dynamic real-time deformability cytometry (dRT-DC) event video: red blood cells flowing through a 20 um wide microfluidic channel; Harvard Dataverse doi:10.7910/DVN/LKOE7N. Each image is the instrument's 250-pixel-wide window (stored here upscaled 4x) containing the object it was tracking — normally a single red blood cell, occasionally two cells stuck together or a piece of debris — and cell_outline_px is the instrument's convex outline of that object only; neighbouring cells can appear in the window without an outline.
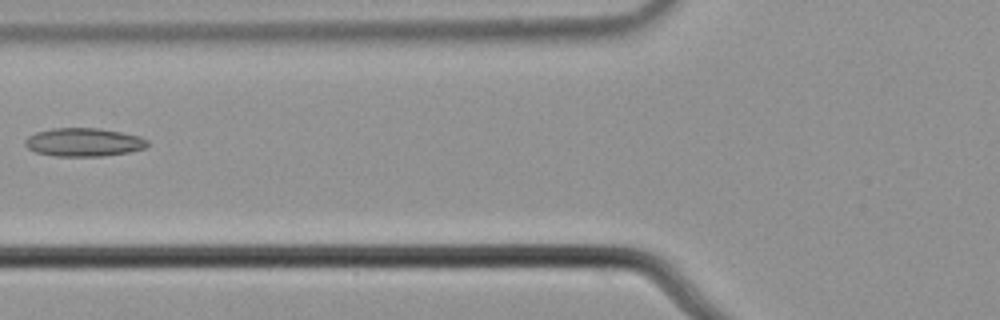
{"species": "common noctule bat (a hibernating species)", "species_latin": "Nyctalus noctula", "temperature_condition": "cold", "stored_images_in_passage": 2, "camera_frame_rate_fps": 3000, "um_per_image_px": 0.085, "animal": {"sex": "male", "body_mass_g": 21.5, "forearm_length_mm": 52.0}, "frame": {"image": 1, "passage_image": 2, "time_ms": 0.333, "image_size_px": [1000, 320], "cell_outline_px": [[148, 144], [144, 148], [128, 152], [104, 156], [56, 156], [36, 152], [28, 148], [24, 144], [24, 140], [28, 136], [36, 132], [52, 128], [100, 128], [140, 136], [148, 140]], "centroid_in_image_um": [7.1, 12.08], "position_along_channel_um": 118.7, "area_um2": 20.23}}